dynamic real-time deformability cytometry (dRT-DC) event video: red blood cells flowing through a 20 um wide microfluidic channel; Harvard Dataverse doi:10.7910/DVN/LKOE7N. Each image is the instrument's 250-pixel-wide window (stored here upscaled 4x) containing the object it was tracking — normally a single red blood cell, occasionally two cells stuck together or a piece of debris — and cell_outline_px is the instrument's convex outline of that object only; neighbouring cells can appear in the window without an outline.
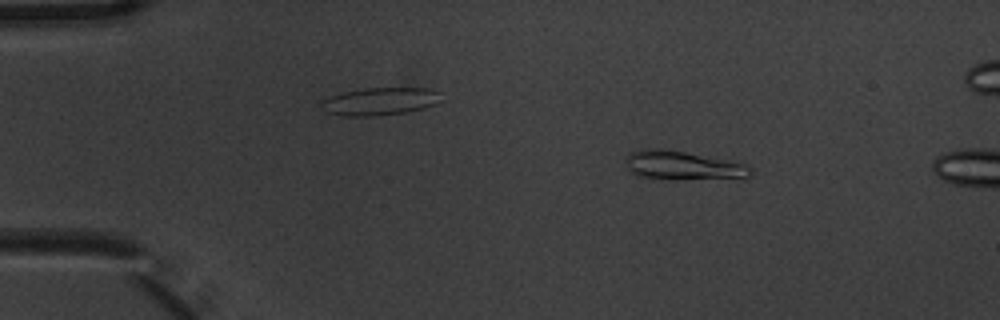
{"species": "common noctule bat (a hibernating species)", "species_latin": "Nyctalus noctula", "temperature_condition": "warm", "stored_images_in_passage": 4, "camera_frame_rate_fps": 3000, "um_per_image_px": 0.085, "animal": {"sex": "male", "body_mass_g": 20.1, "forearm_length_mm": 53.5}, "frame": {"image": 1, "passage_image": 1, "time_ms": 0.0, "image_size_px": [1000, 320], "cell_outline_px": [[752, 176], [744, 180], [668, 180], [640, 176], [632, 172], [628, 168], [628, 156], [632, 152], [644, 148], [660, 148], [684, 152], [728, 160], [744, 164], [752, 168]], "centroid_in_image_um": [58.2, 14.12], "position_along_channel_um": 26.8, "area_um2": 21.62}}